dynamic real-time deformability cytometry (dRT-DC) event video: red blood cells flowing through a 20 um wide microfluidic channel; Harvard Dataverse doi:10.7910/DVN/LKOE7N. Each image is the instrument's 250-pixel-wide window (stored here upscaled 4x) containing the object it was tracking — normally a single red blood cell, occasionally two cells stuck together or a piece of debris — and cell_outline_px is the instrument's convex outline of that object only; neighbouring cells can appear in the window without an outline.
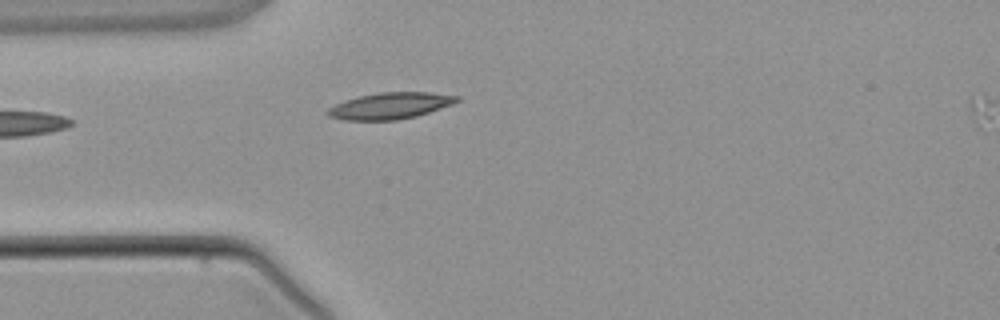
{"species": "common noctule bat (a hibernating species)", "species_latin": "Nyctalus noctula", "temperature_condition": "warm", "stored_images_in_passage": 3, "camera_frame_rate_fps": 3000, "um_per_image_px": 0.085, "animal": {"sex": "male", "body_mass_g": 21.5, "forearm_length_mm": 52.0}, "frame": {"image": 1, "passage_image": 3, "time_ms": 2.333, "image_size_px": [1000, 320], "cell_outline_px": [[460, 100], [452, 104], [416, 116], [396, 120], [344, 120], [328, 116], [324, 112], [328, 108], [344, 100], [360, 96], [380, 92], [428, 92], [460, 96]], "centroid_in_image_um": [33.14, 8.99], "position_along_channel_um": 51.9, "area_um2": 19.83}}